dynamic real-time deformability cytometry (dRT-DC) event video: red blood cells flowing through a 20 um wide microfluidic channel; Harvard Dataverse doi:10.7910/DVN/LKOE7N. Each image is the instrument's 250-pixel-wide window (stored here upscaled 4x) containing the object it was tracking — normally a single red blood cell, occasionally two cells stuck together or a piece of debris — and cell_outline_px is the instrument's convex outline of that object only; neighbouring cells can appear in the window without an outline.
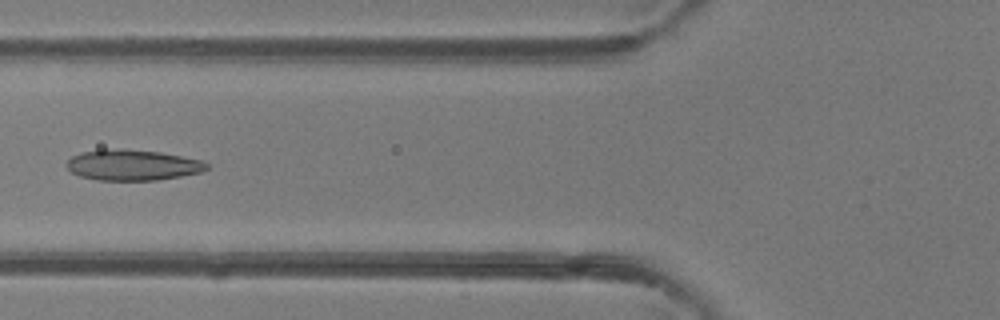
{"species": "common noctule bat (a hibernating species)", "species_latin": "Nyctalus noctula", "temperature_condition": "room temperature", "stored_images_in_passage": 48, "camera_frame_rate_fps": 3000, "um_per_image_px": 0.085, "animal": {"sex": "female"}, "frame": {"image": 1, "passage_image": 19, "time_ms": 6.0, "image_size_px": [1000, 320], "cell_outline_px": [[208, 168], [200, 172], [180, 176], [156, 180], [96, 180], [80, 176], [72, 172], [64, 164], [72, 156], [80, 152], [104, 148], [124, 148], [160, 152], [200, 160], [208, 164]], "centroid_in_image_um": [11.2, 14.01], "position_along_channel_um": 114.6, "area_um2": 25.2}}
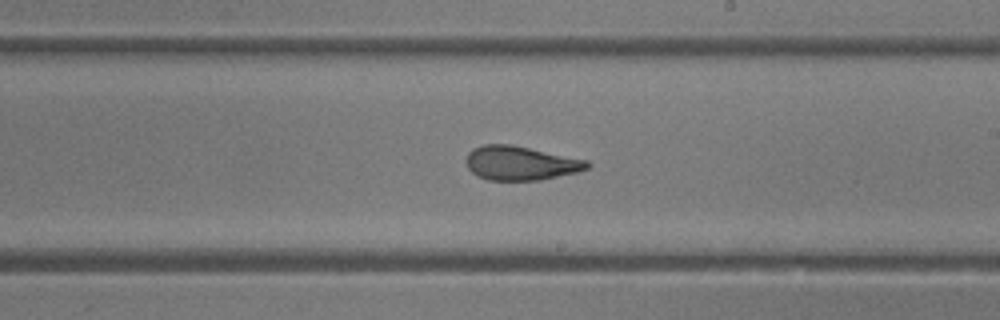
{"frame": {"image": 2, "passage_image": 28, "time_ms": 9.0, "image_size_px": [1000, 320], "cell_outline_px": [[592, 164], [588, 168], [576, 172], [540, 180], [488, 180], [476, 176], [468, 168], [468, 152], [472, 148], [484, 144], [512, 144], [588, 160]], "centroid_in_image_um": [44.26, 13.86], "position_along_channel_um": 244.7, "area_um2": 24.04}}
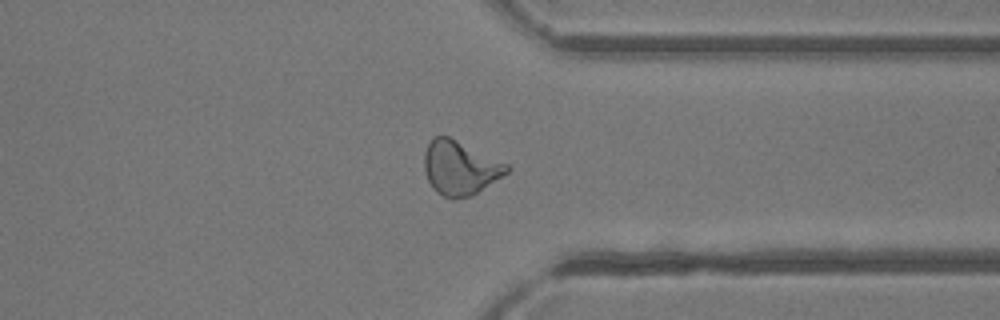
{"frame": {"image": 3, "passage_image": 37, "time_ms": 12.0, "image_size_px": [1000, 320], "cell_outline_px": [[512, 168], [508, 172], [472, 196], [452, 200], [436, 192], [428, 180], [424, 172], [424, 152], [428, 144], [436, 136], [448, 136], [508, 164]], "centroid_in_image_um": [39.09, 14.29], "position_along_channel_um": 372.3, "area_um2": 25.89}, "authors_computed_cell_mechanics": {"area_um2": 25.721, "velocity_mm_per_s": 4.3362, "shape_relaxation_time_tau1_ms": 5.4359, "shape_relaxation_time_tau2_ms": 1.2503, "deformation_change_tau1": 0.1957, "deformation_change_tau2": 0.0938}}